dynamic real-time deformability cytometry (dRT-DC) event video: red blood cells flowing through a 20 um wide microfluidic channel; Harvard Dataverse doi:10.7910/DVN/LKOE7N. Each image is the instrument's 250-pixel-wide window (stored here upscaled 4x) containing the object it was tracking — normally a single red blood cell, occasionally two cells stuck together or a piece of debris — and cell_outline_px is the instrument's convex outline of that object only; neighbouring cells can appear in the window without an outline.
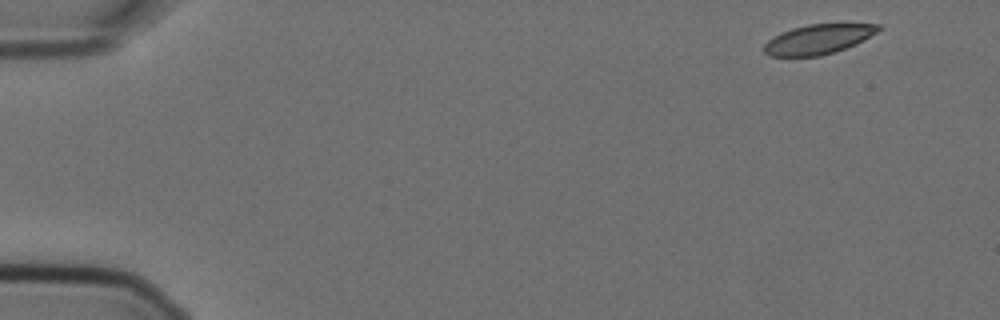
{"species": "Egyptian fruit bat (a non-hibernating species)", "species_latin": "Rousettus aegyptiacus", "temperature_condition": "cold", "stored_images_in_passage": 8, "camera_frame_rate_fps": 3000, "um_per_image_px": 0.085, "animal": {"sex": "female"}, "frame": {"image": 1, "passage_image": 1, "time_ms": 0.0, "image_size_px": [1000, 320], "cell_outline_px": [[880, 28], [876, 32], [856, 44], [820, 56], [768, 56], [764, 52], [764, 44], [772, 36], [780, 32], [792, 28], [808, 24], [880, 24]], "centroid_in_image_um": [69.49, 3.33], "position_along_channel_um": 15.5, "area_um2": 19.59}}
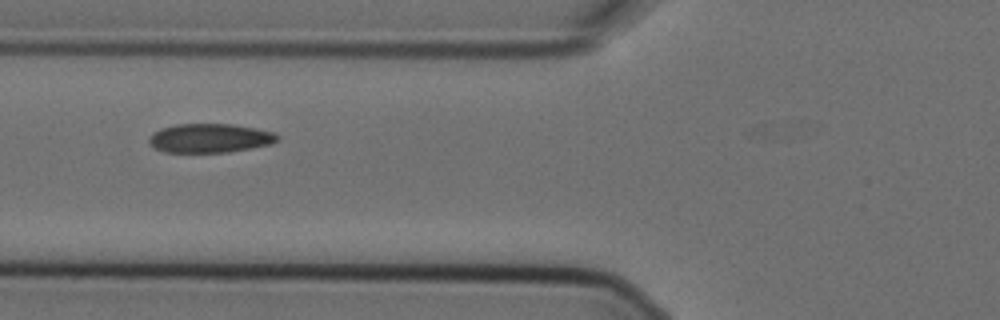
{"frame": {"image": 2, "passage_image": 6, "time_ms": 1.667, "image_size_px": [1000, 320], "cell_outline_px": [[280, 136], [272, 144], [228, 152], [164, 152], [156, 148], [148, 140], [148, 136], [152, 132], [160, 128], [176, 124], [232, 124], [256, 128], [276, 132]], "centroid_in_image_um": [17.84, 11.73], "position_along_channel_um": 108.0, "area_um2": 21.79}}
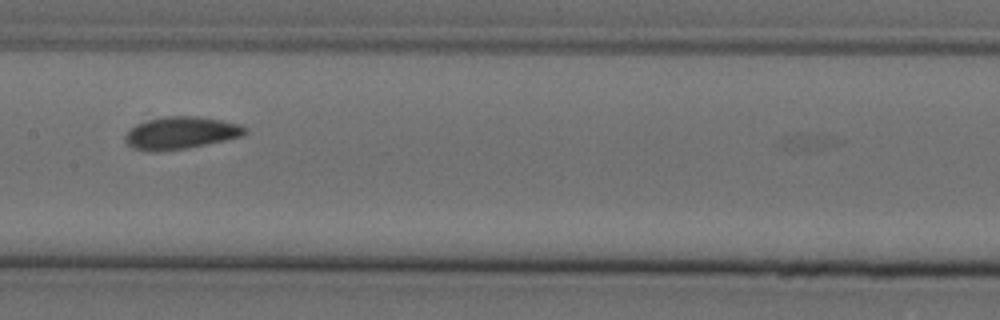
{"frame": {"image": 3, "passage_image": 8, "time_ms": 2.333, "image_size_px": [1000, 320], "cell_outline_px": [[248, 132], [240, 136], [224, 140], [184, 148], [160, 152], [148, 152], [132, 148], [124, 140], [124, 136], [136, 124], [164, 116], [196, 116], [220, 120], [240, 124], [248, 128]], "centroid_in_image_um": [15.34, 11.3], "position_along_channel_um": 192.1, "area_um2": 22.43}}